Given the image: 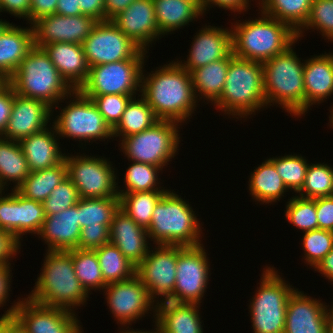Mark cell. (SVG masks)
<instances>
[{"label": "cell", "mask_w": 333, "mask_h": 333, "mask_svg": "<svg viewBox=\"0 0 333 333\" xmlns=\"http://www.w3.org/2000/svg\"><path fill=\"white\" fill-rule=\"evenodd\" d=\"M163 66V67H162ZM145 74L142 70L141 96L160 120L187 123L196 111L197 100L190 72L172 61Z\"/></svg>", "instance_id": "6da1fadb"}, {"label": "cell", "mask_w": 333, "mask_h": 333, "mask_svg": "<svg viewBox=\"0 0 333 333\" xmlns=\"http://www.w3.org/2000/svg\"><path fill=\"white\" fill-rule=\"evenodd\" d=\"M45 255L34 289L26 297L38 304L75 312L87 303L89 294L76 276L72 250H46Z\"/></svg>", "instance_id": "7a4b0ae2"}, {"label": "cell", "mask_w": 333, "mask_h": 333, "mask_svg": "<svg viewBox=\"0 0 333 333\" xmlns=\"http://www.w3.org/2000/svg\"><path fill=\"white\" fill-rule=\"evenodd\" d=\"M261 17L231 23L235 57L265 62L297 43V33L286 23L259 12Z\"/></svg>", "instance_id": "3957f363"}, {"label": "cell", "mask_w": 333, "mask_h": 333, "mask_svg": "<svg viewBox=\"0 0 333 333\" xmlns=\"http://www.w3.org/2000/svg\"><path fill=\"white\" fill-rule=\"evenodd\" d=\"M293 47V48H292ZM294 45L263 62L266 106H281L292 117L305 115L304 64ZM272 103V104H271ZM278 104V105H277Z\"/></svg>", "instance_id": "277c9868"}, {"label": "cell", "mask_w": 333, "mask_h": 333, "mask_svg": "<svg viewBox=\"0 0 333 333\" xmlns=\"http://www.w3.org/2000/svg\"><path fill=\"white\" fill-rule=\"evenodd\" d=\"M213 106L224 112L225 116L231 115L238 120L247 119L249 115H256L255 112L258 113L261 108H267L263 64L234 56L229 62L222 94Z\"/></svg>", "instance_id": "5b68a950"}, {"label": "cell", "mask_w": 333, "mask_h": 333, "mask_svg": "<svg viewBox=\"0 0 333 333\" xmlns=\"http://www.w3.org/2000/svg\"><path fill=\"white\" fill-rule=\"evenodd\" d=\"M16 94L42 100L52 107L69 100L74 89L59 74L43 48L33 46L8 79ZM58 105V106H56Z\"/></svg>", "instance_id": "8992f818"}, {"label": "cell", "mask_w": 333, "mask_h": 333, "mask_svg": "<svg viewBox=\"0 0 333 333\" xmlns=\"http://www.w3.org/2000/svg\"><path fill=\"white\" fill-rule=\"evenodd\" d=\"M168 190L155 205L147 229L153 244L196 246L202 244L200 221L191 204ZM202 233V234H201Z\"/></svg>", "instance_id": "52a82bcc"}, {"label": "cell", "mask_w": 333, "mask_h": 333, "mask_svg": "<svg viewBox=\"0 0 333 333\" xmlns=\"http://www.w3.org/2000/svg\"><path fill=\"white\" fill-rule=\"evenodd\" d=\"M262 271L249 305L253 333H284L287 301L296 288L273 266H265Z\"/></svg>", "instance_id": "ba28073f"}, {"label": "cell", "mask_w": 333, "mask_h": 333, "mask_svg": "<svg viewBox=\"0 0 333 333\" xmlns=\"http://www.w3.org/2000/svg\"><path fill=\"white\" fill-rule=\"evenodd\" d=\"M180 126L176 121L159 119L148 129L120 140V151L129 162L155 165L163 170L179 150Z\"/></svg>", "instance_id": "9c48e42d"}, {"label": "cell", "mask_w": 333, "mask_h": 333, "mask_svg": "<svg viewBox=\"0 0 333 333\" xmlns=\"http://www.w3.org/2000/svg\"><path fill=\"white\" fill-rule=\"evenodd\" d=\"M69 98V103L67 102L64 108L60 107V114L55 116L52 122L60 138L78 140L82 146L83 140L86 146L88 141L90 144L93 141L96 143L97 140L112 139V129L91 99L83 96L78 90H74Z\"/></svg>", "instance_id": "30bf717a"}, {"label": "cell", "mask_w": 333, "mask_h": 333, "mask_svg": "<svg viewBox=\"0 0 333 333\" xmlns=\"http://www.w3.org/2000/svg\"><path fill=\"white\" fill-rule=\"evenodd\" d=\"M67 154L64 157L67 177L77 188L80 198L119 197L117 191L119 177L115 172L117 168H113L109 159L94 155Z\"/></svg>", "instance_id": "8fae6325"}, {"label": "cell", "mask_w": 333, "mask_h": 333, "mask_svg": "<svg viewBox=\"0 0 333 333\" xmlns=\"http://www.w3.org/2000/svg\"><path fill=\"white\" fill-rule=\"evenodd\" d=\"M145 62V59H128L90 67L87 79L78 91L83 96L121 94L136 97L141 94Z\"/></svg>", "instance_id": "7c38bea8"}, {"label": "cell", "mask_w": 333, "mask_h": 333, "mask_svg": "<svg viewBox=\"0 0 333 333\" xmlns=\"http://www.w3.org/2000/svg\"><path fill=\"white\" fill-rule=\"evenodd\" d=\"M89 67L128 59H146L143 51L112 20L98 21L82 42Z\"/></svg>", "instance_id": "4fadbf2b"}, {"label": "cell", "mask_w": 333, "mask_h": 333, "mask_svg": "<svg viewBox=\"0 0 333 333\" xmlns=\"http://www.w3.org/2000/svg\"><path fill=\"white\" fill-rule=\"evenodd\" d=\"M207 255L203 243L196 246L177 245L173 302L201 305L211 275Z\"/></svg>", "instance_id": "5bb4252c"}, {"label": "cell", "mask_w": 333, "mask_h": 333, "mask_svg": "<svg viewBox=\"0 0 333 333\" xmlns=\"http://www.w3.org/2000/svg\"><path fill=\"white\" fill-rule=\"evenodd\" d=\"M75 314L63 308L38 304L25 297L20 298L11 321L22 333H84Z\"/></svg>", "instance_id": "9a60e30c"}, {"label": "cell", "mask_w": 333, "mask_h": 333, "mask_svg": "<svg viewBox=\"0 0 333 333\" xmlns=\"http://www.w3.org/2000/svg\"><path fill=\"white\" fill-rule=\"evenodd\" d=\"M176 264L177 245L156 244L136 266V276L142 281L156 304L162 301L173 302Z\"/></svg>", "instance_id": "2e32d148"}, {"label": "cell", "mask_w": 333, "mask_h": 333, "mask_svg": "<svg viewBox=\"0 0 333 333\" xmlns=\"http://www.w3.org/2000/svg\"><path fill=\"white\" fill-rule=\"evenodd\" d=\"M103 292L107 306L121 329L153 312L155 319L156 303L151 299L142 281L135 275L129 280L107 284ZM124 326V327H123Z\"/></svg>", "instance_id": "e0dca14e"}, {"label": "cell", "mask_w": 333, "mask_h": 333, "mask_svg": "<svg viewBox=\"0 0 333 333\" xmlns=\"http://www.w3.org/2000/svg\"><path fill=\"white\" fill-rule=\"evenodd\" d=\"M4 194H0V229L11 232L20 242L24 235H37L46 217L42 203L13 189Z\"/></svg>", "instance_id": "ac0fdd59"}, {"label": "cell", "mask_w": 333, "mask_h": 333, "mask_svg": "<svg viewBox=\"0 0 333 333\" xmlns=\"http://www.w3.org/2000/svg\"><path fill=\"white\" fill-rule=\"evenodd\" d=\"M321 301L295 289L287 301L284 333H329L330 308Z\"/></svg>", "instance_id": "d6986e66"}, {"label": "cell", "mask_w": 333, "mask_h": 333, "mask_svg": "<svg viewBox=\"0 0 333 333\" xmlns=\"http://www.w3.org/2000/svg\"><path fill=\"white\" fill-rule=\"evenodd\" d=\"M96 22L87 15L62 16L52 14L44 16L32 24L34 46L42 48L55 42L82 44Z\"/></svg>", "instance_id": "ffe728a7"}, {"label": "cell", "mask_w": 333, "mask_h": 333, "mask_svg": "<svg viewBox=\"0 0 333 333\" xmlns=\"http://www.w3.org/2000/svg\"><path fill=\"white\" fill-rule=\"evenodd\" d=\"M112 22L143 51L162 38L157 25L153 0H134ZM148 50V51H147Z\"/></svg>", "instance_id": "44dd1931"}, {"label": "cell", "mask_w": 333, "mask_h": 333, "mask_svg": "<svg viewBox=\"0 0 333 333\" xmlns=\"http://www.w3.org/2000/svg\"><path fill=\"white\" fill-rule=\"evenodd\" d=\"M205 24L196 32L187 55V60L178 63L188 72L208 65L219 59H225L232 53L231 28ZM230 28V29H229Z\"/></svg>", "instance_id": "7402d4cb"}, {"label": "cell", "mask_w": 333, "mask_h": 333, "mask_svg": "<svg viewBox=\"0 0 333 333\" xmlns=\"http://www.w3.org/2000/svg\"><path fill=\"white\" fill-rule=\"evenodd\" d=\"M52 116V107L46 102L15 94L11 116L1 137L19 141L48 127Z\"/></svg>", "instance_id": "603a6c76"}, {"label": "cell", "mask_w": 333, "mask_h": 333, "mask_svg": "<svg viewBox=\"0 0 333 333\" xmlns=\"http://www.w3.org/2000/svg\"><path fill=\"white\" fill-rule=\"evenodd\" d=\"M109 230V242L135 266L146 257L151 247L147 230L120 208L114 214Z\"/></svg>", "instance_id": "cb8c5ba5"}, {"label": "cell", "mask_w": 333, "mask_h": 333, "mask_svg": "<svg viewBox=\"0 0 333 333\" xmlns=\"http://www.w3.org/2000/svg\"><path fill=\"white\" fill-rule=\"evenodd\" d=\"M81 227L78 203L57 214L46 216L37 234L47 245V250L69 251L78 247Z\"/></svg>", "instance_id": "d4e9b609"}, {"label": "cell", "mask_w": 333, "mask_h": 333, "mask_svg": "<svg viewBox=\"0 0 333 333\" xmlns=\"http://www.w3.org/2000/svg\"><path fill=\"white\" fill-rule=\"evenodd\" d=\"M313 56L304 64L305 115L333 95V53Z\"/></svg>", "instance_id": "484cf974"}, {"label": "cell", "mask_w": 333, "mask_h": 333, "mask_svg": "<svg viewBox=\"0 0 333 333\" xmlns=\"http://www.w3.org/2000/svg\"><path fill=\"white\" fill-rule=\"evenodd\" d=\"M52 126V127H51ZM54 125L19 140L30 172L51 168L64 160L65 154Z\"/></svg>", "instance_id": "4316f807"}, {"label": "cell", "mask_w": 333, "mask_h": 333, "mask_svg": "<svg viewBox=\"0 0 333 333\" xmlns=\"http://www.w3.org/2000/svg\"><path fill=\"white\" fill-rule=\"evenodd\" d=\"M59 74L74 89L86 81L89 65L81 44L55 42L42 47Z\"/></svg>", "instance_id": "83f0119b"}, {"label": "cell", "mask_w": 333, "mask_h": 333, "mask_svg": "<svg viewBox=\"0 0 333 333\" xmlns=\"http://www.w3.org/2000/svg\"><path fill=\"white\" fill-rule=\"evenodd\" d=\"M199 304L162 301L156 304L153 323L162 333H203Z\"/></svg>", "instance_id": "f1b7e54d"}, {"label": "cell", "mask_w": 333, "mask_h": 333, "mask_svg": "<svg viewBox=\"0 0 333 333\" xmlns=\"http://www.w3.org/2000/svg\"><path fill=\"white\" fill-rule=\"evenodd\" d=\"M33 46L32 25L25 28L11 23L0 34V75L5 80L15 73Z\"/></svg>", "instance_id": "f546056e"}, {"label": "cell", "mask_w": 333, "mask_h": 333, "mask_svg": "<svg viewBox=\"0 0 333 333\" xmlns=\"http://www.w3.org/2000/svg\"><path fill=\"white\" fill-rule=\"evenodd\" d=\"M233 57L234 55L231 53L225 59H219L190 71L192 87L197 102L203 99L204 102L206 100L213 105L220 98L224 89L229 62Z\"/></svg>", "instance_id": "4dcf8cb0"}, {"label": "cell", "mask_w": 333, "mask_h": 333, "mask_svg": "<svg viewBox=\"0 0 333 333\" xmlns=\"http://www.w3.org/2000/svg\"><path fill=\"white\" fill-rule=\"evenodd\" d=\"M153 4L162 37L204 16L194 4L185 0H153Z\"/></svg>", "instance_id": "1f68e13d"}, {"label": "cell", "mask_w": 333, "mask_h": 333, "mask_svg": "<svg viewBox=\"0 0 333 333\" xmlns=\"http://www.w3.org/2000/svg\"><path fill=\"white\" fill-rule=\"evenodd\" d=\"M248 183L252 199L261 204H274L288 192V188L268 158L251 172Z\"/></svg>", "instance_id": "d6a6232c"}, {"label": "cell", "mask_w": 333, "mask_h": 333, "mask_svg": "<svg viewBox=\"0 0 333 333\" xmlns=\"http://www.w3.org/2000/svg\"><path fill=\"white\" fill-rule=\"evenodd\" d=\"M30 170L20 144L0 136V186L7 190L11 181L16 190L28 177ZM9 183V184H8ZM6 187V188H5Z\"/></svg>", "instance_id": "836d02e7"}, {"label": "cell", "mask_w": 333, "mask_h": 333, "mask_svg": "<svg viewBox=\"0 0 333 333\" xmlns=\"http://www.w3.org/2000/svg\"><path fill=\"white\" fill-rule=\"evenodd\" d=\"M67 178L65 160L47 169L30 172L16 189L22 196L42 203Z\"/></svg>", "instance_id": "e575fe53"}, {"label": "cell", "mask_w": 333, "mask_h": 333, "mask_svg": "<svg viewBox=\"0 0 333 333\" xmlns=\"http://www.w3.org/2000/svg\"><path fill=\"white\" fill-rule=\"evenodd\" d=\"M312 1L260 0L258 4L263 14L288 24L297 33L309 18Z\"/></svg>", "instance_id": "d590c367"}, {"label": "cell", "mask_w": 333, "mask_h": 333, "mask_svg": "<svg viewBox=\"0 0 333 333\" xmlns=\"http://www.w3.org/2000/svg\"><path fill=\"white\" fill-rule=\"evenodd\" d=\"M158 120L147 101L138 95L137 99L133 97L127 104L120 121L112 129V138L119 136V139H123L129 135L140 133Z\"/></svg>", "instance_id": "8d00e7d4"}, {"label": "cell", "mask_w": 333, "mask_h": 333, "mask_svg": "<svg viewBox=\"0 0 333 333\" xmlns=\"http://www.w3.org/2000/svg\"><path fill=\"white\" fill-rule=\"evenodd\" d=\"M93 250L106 284L129 280L136 275V266L114 244L109 242Z\"/></svg>", "instance_id": "74e56055"}, {"label": "cell", "mask_w": 333, "mask_h": 333, "mask_svg": "<svg viewBox=\"0 0 333 333\" xmlns=\"http://www.w3.org/2000/svg\"><path fill=\"white\" fill-rule=\"evenodd\" d=\"M119 208V197L80 198L78 200L79 225L81 228L99 227V225L110 228L113 216Z\"/></svg>", "instance_id": "f35d334b"}, {"label": "cell", "mask_w": 333, "mask_h": 333, "mask_svg": "<svg viewBox=\"0 0 333 333\" xmlns=\"http://www.w3.org/2000/svg\"><path fill=\"white\" fill-rule=\"evenodd\" d=\"M166 192L167 191H141L118 194L120 209L138 225L147 230L152 220L155 205Z\"/></svg>", "instance_id": "ab89813d"}, {"label": "cell", "mask_w": 333, "mask_h": 333, "mask_svg": "<svg viewBox=\"0 0 333 333\" xmlns=\"http://www.w3.org/2000/svg\"><path fill=\"white\" fill-rule=\"evenodd\" d=\"M129 164L124 174L125 189H119L117 185L118 194L133 193L141 191H168L164 187L159 186V171H163L160 167L155 165L135 162ZM158 173V174H157ZM163 188V189H162Z\"/></svg>", "instance_id": "60d3db41"}, {"label": "cell", "mask_w": 333, "mask_h": 333, "mask_svg": "<svg viewBox=\"0 0 333 333\" xmlns=\"http://www.w3.org/2000/svg\"><path fill=\"white\" fill-rule=\"evenodd\" d=\"M72 262L76 276L88 294H91V290H104L107 284L94 250L72 249Z\"/></svg>", "instance_id": "b9f144b4"}, {"label": "cell", "mask_w": 333, "mask_h": 333, "mask_svg": "<svg viewBox=\"0 0 333 333\" xmlns=\"http://www.w3.org/2000/svg\"><path fill=\"white\" fill-rule=\"evenodd\" d=\"M333 193V167L327 163L309 164L305 182L302 189L297 193L299 197L315 199L330 197Z\"/></svg>", "instance_id": "7bdbcfd3"}, {"label": "cell", "mask_w": 333, "mask_h": 333, "mask_svg": "<svg viewBox=\"0 0 333 333\" xmlns=\"http://www.w3.org/2000/svg\"><path fill=\"white\" fill-rule=\"evenodd\" d=\"M268 159L275 166L288 190H293L297 195L305 182L306 171L309 166L308 160L301 154L295 153Z\"/></svg>", "instance_id": "ee69618b"}, {"label": "cell", "mask_w": 333, "mask_h": 333, "mask_svg": "<svg viewBox=\"0 0 333 333\" xmlns=\"http://www.w3.org/2000/svg\"><path fill=\"white\" fill-rule=\"evenodd\" d=\"M285 218L294 227L308 232L319 229L317 214H316V198L306 199L295 194L291 196L286 203Z\"/></svg>", "instance_id": "f6af8a7d"}, {"label": "cell", "mask_w": 333, "mask_h": 333, "mask_svg": "<svg viewBox=\"0 0 333 333\" xmlns=\"http://www.w3.org/2000/svg\"><path fill=\"white\" fill-rule=\"evenodd\" d=\"M313 29L321 34L324 40L333 42V0H313L311 12L305 25L297 32V39L304 37L303 33ZM320 30V31H319Z\"/></svg>", "instance_id": "bcb514c9"}, {"label": "cell", "mask_w": 333, "mask_h": 333, "mask_svg": "<svg viewBox=\"0 0 333 333\" xmlns=\"http://www.w3.org/2000/svg\"><path fill=\"white\" fill-rule=\"evenodd\" d=\"M301 241L305 264L314 268L333 249V232L323 229L311 230L304 232Z\"/></svg>", "instance_id": "7dc6e473"}, {"label": "cell", "mask_w": 333, "mask_h": 333, "mask_svg": "<svg viewBox=\"0 0 333 333\" xmlns=\"http://www.w3.org/2000/svg\"><path fill=\"white\" fill-rule=\"evenodd\" d=\"M80 199L77 188L67 177L50 195L42 202L45 216L57 214L72 207Z\"/></svg>", "instance_id": "c3c4849f"}, {"label": "cell", "mask_w": 333, "mask_h": 333, "mask_svg": "<svg viewBox=\"0 0 333 333\" xmlns=\"http://www.w3.org/2000/svg\"><path fill=\"white\" fill-rule=\"evenodd\" d=\"M91 99L105 122L113 129L120 121L122 114L129 101L133 98L131 95L108 94L99 96H85Z\"/></svg>", "instance_id": "681fc988"}, {"label": "cell", "mask_w": 333, "mask_h": 333, "mask_svg": "<svg viewBox=\"0 0 333 333\" xmlns=\"http://www.w3.org/2000/svg\"><path fill=\"white\" fill-rule=\"evenodd\" d=\"M109 231V227L106 225L82 227L77 249L93 250L109 243Z\"/></svg>", "instance_id": "f907efd6"}, {"label": "cell", "mask_w": 333, "mask_h": 333, "mask_svg": "<svg viewBox=\"0 0 333 333\" xmlns=\"http://www.w3.org/2000/svg\"><path fill=\"white\" fill-rule=\"evenodd\" d=\"M15 91L8 80L0 86V136L7 128L14 103Z\"/></svg>", "instance_id": "816d5d0a"}, {"label": "cell", "mask_w": 333, "mask_h": 333, "mask_svg": "<svg viewBox=\"0 0 333 333\" xmlns=\"http://www.w3.org/2000/svg\"><path fill=\"white\" fill-rule=\"evenodd\" d=\"M21 246V242L11 232L0 229V265L11 266V260L19 254Z\"/></svg>", "instance_id": "f5cc1de1"}, {"label": "cell", "mask_w": 333, "mask_h": 333, "mask_svg": "<svg viewBox=\"0 0 333 333\" xmlns=\"http://www.w3.org/2000/svg\"><path fill=\"white\" fill-rule=\"evenodd\" d=\"M316 214L319 229L333 232V197L316 198Z\"/></svg>", "instance_id": "db71d44e"}, {"label": "cell", "mask_w": 333, "mask_h": 333, "mask_svg": "<svg viewBox=\"0 0 333 333\" xmlns=\"http://www.w3.org/2000/svg\"><path fill=\"white\" fill-rule=\"evenodd\" d=\"M58 0H31L29 24L32 25L39 18L56 14Z\"/></svg>", "instance_id": "11a10c76"}, {"label": "cell", "mask_w": 333, "mask_h": 333, "mask_svg": "<svg viewBox=\"0 0 333 333\" xmlns=\"http://www.w3.org/2000/svg\"><path fill=\"white\" fill-rule=\"evenodd\" d=\"M31 0H0V13L5 11L10 15L25 19L29 23V11Z\"/></svg>", "instance_id": "9f6ffc18"}, {"label": "cell", "mask_w": 333, "mask_h": 333, "mask_svg": "<svg viewBox=\"0 0 333 333\" xmlns=\"http://www.w3.org/2000/svg\"><path fill=\"white\" fill-rule=\"evenodd\" d=\"M249 0H204L205 12L209 11L208 8L219 7L220 9L230 10L235 13L241 14L246 12L249 8Z\"/></svg>", "instance_id": "6f0895ef"}, {"label": "cell", "mask_w": 333, "mask_h": 333, "mask_svg": "<svg viewBox=\"0 0 333 333\" xmlns=\"http://www.w3.org/2000/svg\"><path fill=\"white\" fill-rule=\"evenodd\" d=\"M81 15H87L94 20L105 21L104 0H79Z\"/></svg>", "instance_id": "680465c9"}, {"label": "cell", "mask_w": 333, "mask_h": 333, "mask_svg": "<svg viewBox=\"0 0 333 333\" xmlns=\"http://www.w3.org/2000/svg\"><path fill=\"white\" fill-rule=\"evenodd\" d=\"M12 270L10 265H0V307L6 305L9 300L12 280Z\"/></svg>", "instance_id": "91938a15"}, {"label": "cell", "mask_w": 333, "mask_h": 333, "mask_svg": "<svg viewBox=\"0 0 333 333\" xmlns=\"http://www.w3.org/2000/svg\"><path fill=\"white\" fill-rule=\"evenodd\" d=\"M134 0H104L105 21L112 20L125 10Z\"/></svg>", "instance_id": "94428289"}, {"label": "cell", "mask_w": 333, "mask_h": 333, "mask_svg": "<svg viewBox=\"0 0 333 333\" xmlns=\"http://www.w3.org/2000/svg\"><path fill=\"white\" fill-rule=\"evenodd\" d=\"M56 14L62 16L81 15L79 0H58Z\"/></svg>", "instance_id": "6125c7cd"}, {"label": "cell", "mask_w": 333, "mask_h": 333, "mask_svg": "<svg viewBox=\"0 0 333 333\" xmlns=\"http://www.w3.org/2000/svg\"><path fill=\"white\" fill-rule=\"evenodd\" d=\"M314 271H318L321 276L323 275L328 281L330 280L331 285L333 284V249L316 264Z\"/></svg>", "instance_id": "be15d7a7"}, {"label": "cell", "mask_w": 333, "mask_h": 333, "mask_svg": "<svg viewBox=\"0 0 333 333\" xmlns=\"http://www.w3.org/2000/svg\"><path fill=\"white\" fill-rule=\"evenodd\" d=\"M18 301L17 302H13L12 303V306H10L9 309H7V311L5 310L4 311V314H2V316H0V328L8 321V320H11V317H12V314H13V311L16 307V305L19 303V300L20 299H17Z\"/></svg>", "instance_id": "e7e4bbea"}, {"label": "cell", "mask_w": 333, "mask_h": 333, "mask_svg": "<svg viewBox=\"0 0 333 333\" xmlns=\"http://www.w3.org/2000/svg\"><path fill=\"white\" fill-rule=\"evenodd\" d=\"M154 326H155V328L152 329V330H150V331H147V330H145V331L144 330H140L139 331L138 329L135 330L133 328H126L123 331L120 330L119 333H162L161 330L156 325H154Z\"/></svg>", "instance_id": "03108f58"}, {"label": "cell", "mask_w": 333, "mask_h": 333, "mask_svg": "<svg viewBox=\"0 0 333 333\" xmlns=\"http://www.w3.org/2000/svg\"><path fill=\"white\" fill-rule=\"evenodd\" d=\"M185 1L194 4L205 15L204 0H185Z\"/></svg>", "instance_id": "003e7915"}, {"label": "cell", "mask_w": 333, "mask_h": 333, "mask_svg": "<svg viewBox=\"0 0 333 333\" xmlns=\"http://www.w3.org/2000/svg\"><path fill=\"white\" fill-rule=\"evenodd\" d=\"M6 333H22L19 329H17L11 320L6 322Z\"/></svg>", "instance_id": "a7ac6f4b"}, {"label": "cell", "mask_w": 333, "mask_h": 333, "mask_svg": "<svg viewBox=\"0 0 333 333\" xmlns=\"http://www.w3.org/2000/svg\"><path fill=\"white\" fill-rule=\"evenodd\" d=\"M11 23H9L6 20H2L0 19V34L10 25Z\"/></svg>", "instance_id": "89a4df30"}, {"label": "cell", "mask_w": 333, "mask_h": 333, "mask_svg": "<svg viewBox=\"0 0 333 333\" xmlns=\"http://www.w3.org/2000/svg\"><path fill=\"white\" fill-rule=\"evenodd\" d=\"M333 105V104H332ZM331 109H330V116H329V122L328 123H330L329 125V127L330 128H333V107L331 106L330 107Z\"/></svg>", "instance_id": "2644e50d"}, {"label": "cell", "mask_w": 333, "mask_h": 333, "mask_svg": "<svg viewBox=\"0 0 333 333\" xmlns=\"http://www.w3.org/2000/svg\"><path fill=\"white\" fill-rule=\"evenodd\" d=\"M0 333H6V323L0 328Z\"/></svg>", "instance_id": "8c879c8a"}, {"label": "cell", "mask_w": 333, "mask_h": 333, "mask_svg": "<svg viewBox=\"0 0 333 333\" xmlns=\"http://www.w3.org/2000/svg\"><path fill=\"white\" fill-rule=\"evenodd\" d=\"M331 303H332V306H330L329 308H331L330 313H331V317H332V321H333V302H331Z\"/></svg>", "instance_id": "753ad0ef"}, {"label": "cell", "mask_w": 333, "mask_h": 333, "mask_svg": "<svg viewBox=\"0 0 333 333\" xmlns=\"http://www.w3.org/2000/svg\"><path fill=\"white\" fill-rule=\"evenodd\" d=\"M6 80L0 75V86L5 82Z\"/></svg>", "instance_id": "34e18365"}, {"label": "cell", "mask_w": 333, "mask_h": 333, "mask_svg": "<svg viewBox=\"0 0 333 333\" xmlns=\"http://www.w3.org/2000/svg\"><path fill=\"white\" fill-rule=\"evenodd\" d=\"M329 333H333V324H332V326H331V328L329 330Z\"/></svg>", "instance_id": "11e5206c"}, {"label": "cell", "mask_w": 333, "mask_h": 333, "mask_svg": "<svg viewBox=\"0 0 333 333\" xmlns=\"http://www.w3.org/2000/svg\"><path fill=\"white\" fill-rule=\"evenodd\" d=\"M4 190L1 188V186H0V194L3 192Z\"/></svg>", "instance_id": "2a66077c"}]
</instances>
